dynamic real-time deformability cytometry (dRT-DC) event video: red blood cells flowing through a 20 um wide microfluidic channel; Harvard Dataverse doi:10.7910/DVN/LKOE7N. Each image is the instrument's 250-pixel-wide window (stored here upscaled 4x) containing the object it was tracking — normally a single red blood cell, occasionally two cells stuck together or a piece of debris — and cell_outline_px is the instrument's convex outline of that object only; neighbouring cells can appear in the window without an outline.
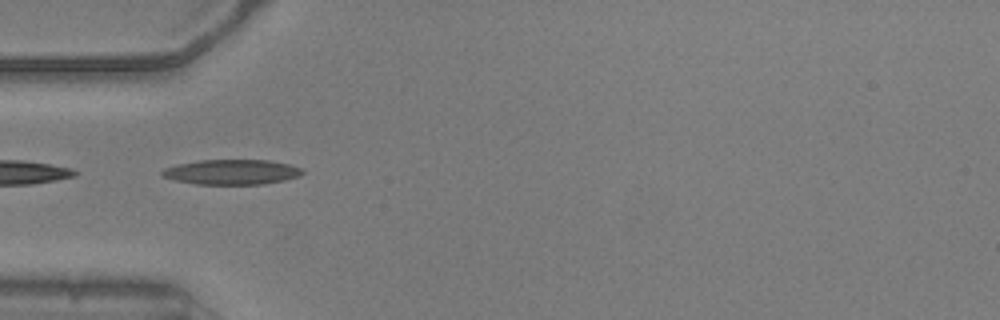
{"species": "common noctule bat (a hibernating species)", "species_latin": "Nyctalus noctula", "temperature_condition": "warm", "stored_images_in_passage": 22, "camera_frame_rate_fps": 3000, "um_per_image_px": 0.085, "animal": {"sex": "male", "body_mass_g": 20.5, "forearm_length_mm": 52.5}, "frame": {"image": 1, "passage_image": 1, "time_ms": 0.0, "image_size_px": [1000, 320], "cell_outline_px": [[304, 172], [300, 176], [284, 180], [264, 184], [196, 184], [176, 180], [160, 176], [160, 172], [164, 168], [176, 164], [200, 160], [268, 160], [288, 164], [300, 168]], "centroid_in_image_um": [19.66, 14.62], "position_along_channel_um": 65.3, "area_um2": 20.46}}
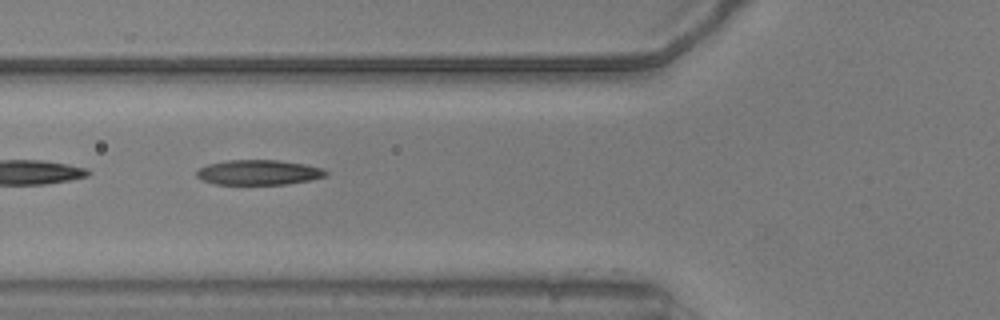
{"frame": {"image": 2, "passage_image": 4, "time_ms": 1.0, "image_size_px": [1000, 320], "cell_outline_px": [[328, 176], [288, 184], [216, 184], [204, 180], [196, 176], [196, 172], [200, 168], [208, 164], [228, 160], [276, 160], [304, 164], [324, 168], [328, 172]], "centroid_in_image_um": [22.02, 14.65], "position_along_channel_um": 103.8, "area_um2": 18.73}}
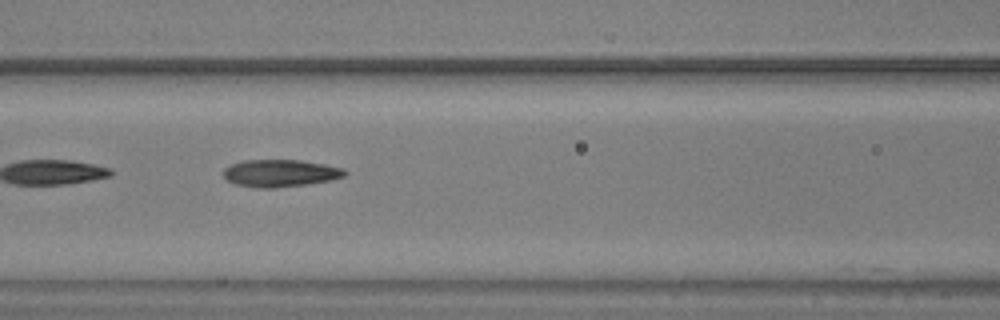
{"frame": {"image": 3, "passage_image": 7, "time_ms": 2.0, "image_size_px": [1000, 320], "cell_outline_px": [[348, 172], [344, 176], [328, 180], [308, 184], [272, 188], [256, 188], [236, 184], [228, 180], [224, 176], [224, 168], [232, 164], [244, 160], [300, 160], [324, 164], [344, 168]], "centroid_in_image_um": [23.83, 14.72], "position_along_channel_um": 142.8, "area_um2": 19.19}}